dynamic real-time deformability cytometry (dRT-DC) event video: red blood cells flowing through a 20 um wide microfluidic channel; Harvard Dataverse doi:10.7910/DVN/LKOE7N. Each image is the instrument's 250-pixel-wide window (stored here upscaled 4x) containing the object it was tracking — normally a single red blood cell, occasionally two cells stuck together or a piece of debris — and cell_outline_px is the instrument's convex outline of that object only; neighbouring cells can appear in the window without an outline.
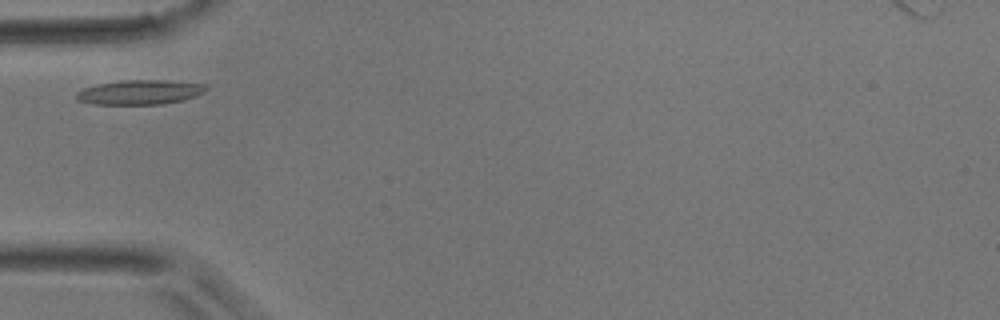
{"species": "common noctule bat (a hibernating species)", "species_latin": "Nyctalus noctula", "temperature_condition": "room temperature", "stored_images_in_passage": 6, "camera_frame_rate_fps": 3000, "um_per_image_px": 0.085, "animal": {"sex": "male", "body_mass_g": 17.9}, "frame": {"image": 1, "passage_image": 1, "time_ms": 0.0, "image_size_px": [1000, 320], "cell_outline_px": [[208, 88], [204, 92], [196, 96], [184, 100], [164, 104], [92, 104], [76, 100], [76, 92], [84, 88], [100, 84], [120, 80], [164, 80], [208, 84]], "centroid_in_image_um": [11.92, 7.84], "position_along_channel_um": 73.1, "area_um2": 18.67}}
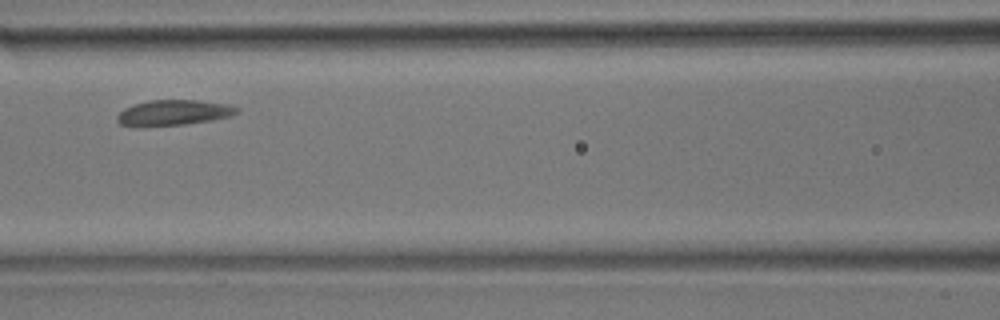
{"frame": {"image": 2, "passage_image": 3, "time_ms": 0.667, "image_size_px": [1000, 320], "cell_outline_px": [[240, 112], [232, 116], [212, 120], [184, 124], [144, 128], [136, 128], [120, 124], [116, 120], [116, 116], [124, 108], [132, 104], [148, 100], [196, 100], [228, 104], [240, 108]], "centroid_in_image_um": [14.71, 9.6], "position_along_channel_um": 151.9, "area_um2": 18.38}}
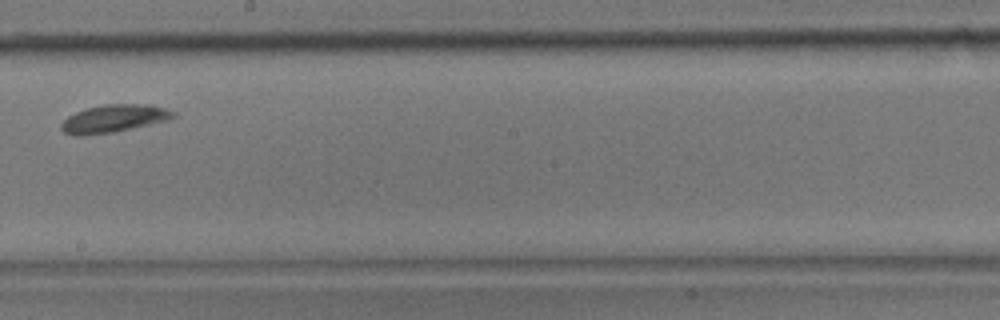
{"frame": {"image": 3, "passage_image": 5, "time_ms": 1.333, "image_size_px": [1000, 320], "cell_outline_px": [[176, 116], [168, 120], [132, 128], [112, 132], [84, 136], [72, 136], [64, 132], [60, 128], [60, 124], [68, 116], [76, 112], [88, 108], [104, 104], [144, 104], [168, 108], [176, 112]], "centroid_in_image_um": [9.67, 10.08], "position_along_channel_um": 238.5, "area_um2": 18.15}}